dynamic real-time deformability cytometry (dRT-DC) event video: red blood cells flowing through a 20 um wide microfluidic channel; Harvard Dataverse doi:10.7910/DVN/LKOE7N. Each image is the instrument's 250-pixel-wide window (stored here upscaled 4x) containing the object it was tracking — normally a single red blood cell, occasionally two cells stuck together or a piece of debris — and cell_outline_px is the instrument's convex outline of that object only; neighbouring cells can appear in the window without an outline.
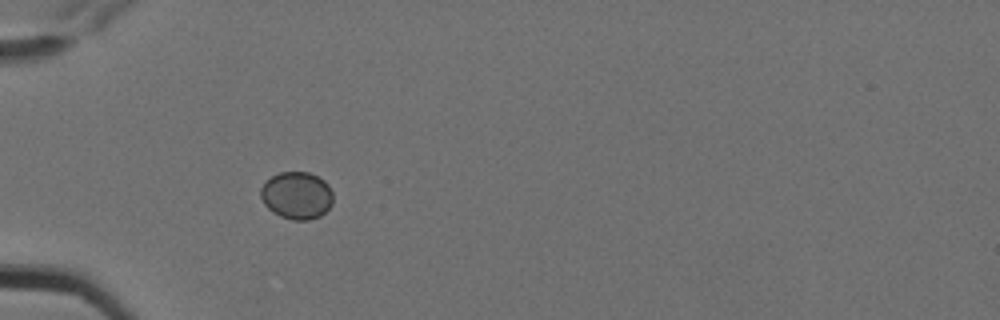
{"species": "Egyptian fruit bat (a non-hibernating species)", "species_latin": "Rousettus aegyptiacus", "temperature_condition": "cold", "stored_images_in_passage": 5, "camera_frame_rate_fps": 3000, "um_per_image_px": 0.085, "animal": {"sex": "female"}, "frame": {"image": 1, "passage_image": 4, "time_ms": 1.0, "image_size_px": [1000, 320], "cell_outline_px": [[332, 204], [320, 216], [308, 220], [292, 220], [280, 216], [272, 212], [264, 204], [260, 196], [260, 188], [272, 176], [280, 172], [308, 172], [324, 180], [328, 184], [332, 192]], "centroid_in_image_um": [25.21, 16.62], "position_along_channel_um": 59.8, "area_um2": 19.94}}
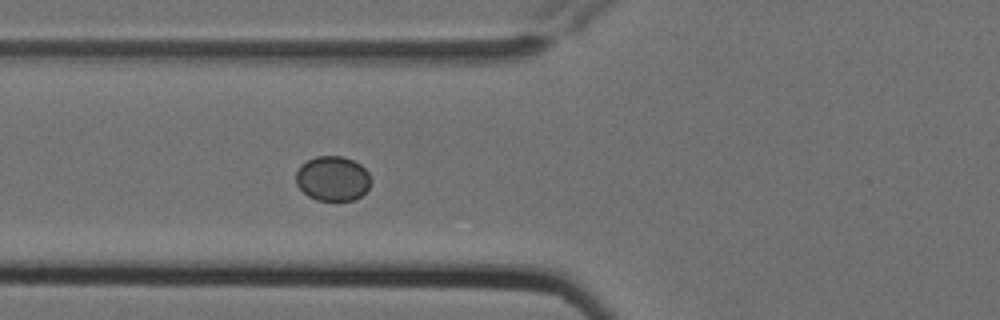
{"frame": {"image": 2, "passage_image": 5, "time_ms": 1.333, "image_size_px": [1000, 320], "cell_outline_px": [[372, 180], [368, 188], [360, 196], [352, 200], [316, 200], [308, 196], [296, 184], [296, 172], [300, 164], [316, 156], [344, 156], [360, 164], [368, 172]], "centroid_in_image_um": [28.27, 15.16], "position_along_channel_um": 97.5, "area_um2": 19.59}}